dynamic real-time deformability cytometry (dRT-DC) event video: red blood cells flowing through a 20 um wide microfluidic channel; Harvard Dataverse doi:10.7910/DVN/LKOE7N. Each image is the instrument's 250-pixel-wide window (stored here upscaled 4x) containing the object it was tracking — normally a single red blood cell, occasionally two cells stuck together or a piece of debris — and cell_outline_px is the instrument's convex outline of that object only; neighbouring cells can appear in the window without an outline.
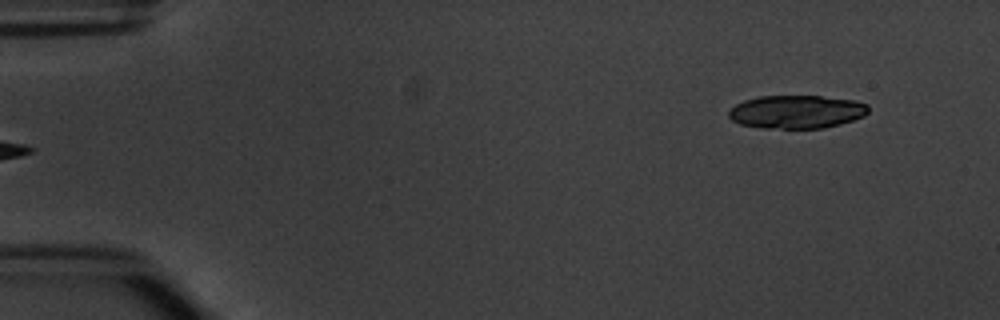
{"species": "common noctule bat (a hibernating species)", "species_latin": "Nyctalus noctula", "temperature_condition": "warm", "stored_images_in_passage": 6, "segment_of_instrument_passage": [2, 2], "camera_frame_rate_fps": 3000, "um_per_image_px": 0.085, "animal": {"sex": "male", "body_mass_g": 20.1, "forearm_length_mm": 53.5}, "frame": {"image": 1, "passage_image": 6, "time_ms": 6.0, "image_size_px": [1000, 320], "cell_outline_px": [[868, 112], [864, 116], [840, 124], [824, 128], [760, 128], [740, 124], [732, 120], [728, 116], [728, 112], [736, 104], [744, 100], [760, 96], [820, 96], [856, 100], [868, 104]], "centroid_in_image_um": [67.71, 9.5], "position_along_channel_um": 17.3, "area_um2": 27.11}}